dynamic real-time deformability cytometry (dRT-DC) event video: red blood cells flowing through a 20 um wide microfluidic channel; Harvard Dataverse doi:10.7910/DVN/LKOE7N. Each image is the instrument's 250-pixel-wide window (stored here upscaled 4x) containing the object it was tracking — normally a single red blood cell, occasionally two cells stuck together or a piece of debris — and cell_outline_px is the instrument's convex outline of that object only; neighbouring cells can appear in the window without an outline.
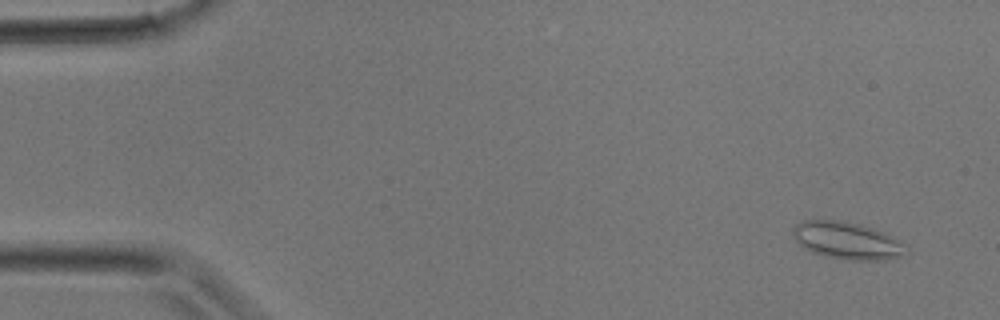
{"species": "common noctule bat (a hibernating species)", "species_latin": "Nyctalus noctula", "temperature_condition": "room temperature", "stored_images_in_passage": 2, "camera_frame_rate_fps": 3000, "um_per_image_px": 0.085, "animal": {"sex": "male", "body_mass_g": 17.9}, "frame": {"image": 1, "passage_image": 1, "time_ms": 0.0, "image_size_px": [1000, 320], "cell_outline_px": [[908, 252], [900, 256], [880, 260], [848, 260], [824, 256], [812, 252], [804, 248], [792, 236], [792, 232], [796, 224], [804, 220], [840, 220], [860, 224], [884, 232], [900, 240]], "centroid_in_image_um": [71.98, 20.45], "position_along_channel_um": 13.0, "area_um2": 24.51}}